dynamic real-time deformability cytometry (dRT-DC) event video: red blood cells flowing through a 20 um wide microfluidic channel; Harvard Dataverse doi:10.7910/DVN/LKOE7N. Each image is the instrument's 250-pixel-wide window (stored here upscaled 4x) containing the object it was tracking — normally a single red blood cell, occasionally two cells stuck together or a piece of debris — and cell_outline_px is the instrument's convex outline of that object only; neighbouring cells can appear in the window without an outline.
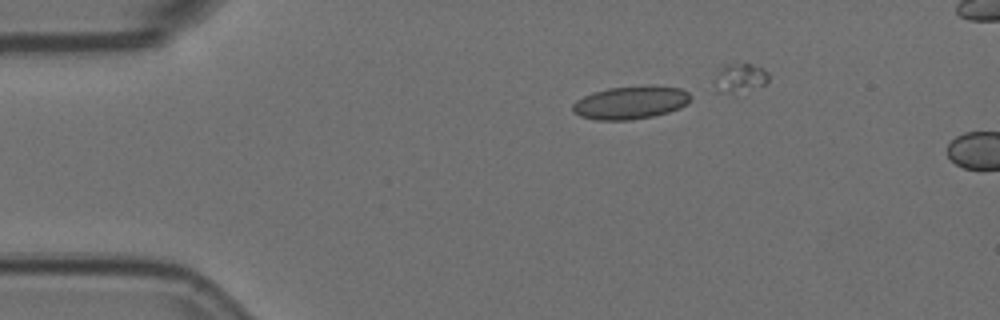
{"species": "Egyptian fruit bat (a non-hibernating species)", "species_latin": "Rousettus aegyptiacus", "temperature_condition": "room temperature", "stored_images_in_passage": 11, "camera_frame_rate_fps": 3000, "um_per_image_px": 0.085, "animal": {"sex": "female"}, "frame": {"image": 1, "passage_image": 9, "time_ms": 2.667, "image_size_px": [1000, 320], "cell_outline_px": [[692, 96], [688, 104], [680, 108], [668, 112], [652, 116], [628, 120], [596, 120], [580, 116], [572, 112], [572, 104], [576, 100], [592, 92], [608, 88], [648, 84], [656, 84], [680, 88], [688, 92]], "centroid_in_image_um": [53.62, 8.69], "position_along_channel_um": 31.4, "area_um2": 23.18}}